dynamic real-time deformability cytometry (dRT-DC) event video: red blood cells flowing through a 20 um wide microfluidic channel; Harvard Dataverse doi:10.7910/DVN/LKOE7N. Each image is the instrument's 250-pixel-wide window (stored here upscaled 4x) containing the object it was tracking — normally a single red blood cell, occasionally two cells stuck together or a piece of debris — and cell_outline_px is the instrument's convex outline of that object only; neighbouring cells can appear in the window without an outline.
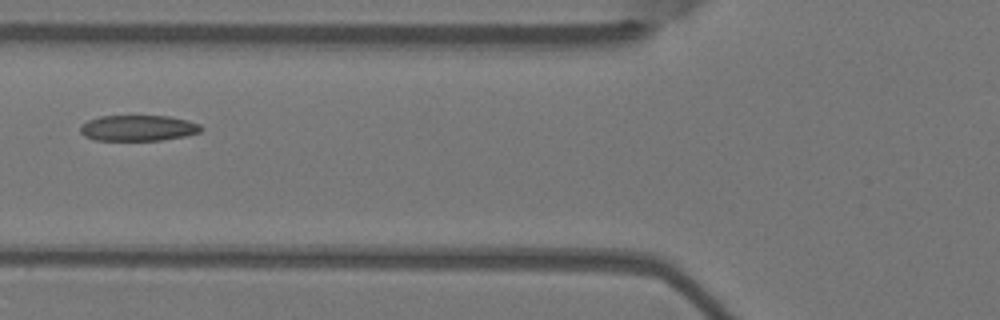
{"species": "Egyptian fruit bat (a non-hibernating species)", "species_latin": "Rousettus aegyptiacus", "temperature_condition": "warm", "stored_images_in_passage": 9, "camera_frame_rate_fps": 3000, "um_per_image_px": 0.085, "animal": {"sex": "female"}, "frame": {"image": 1, "passage_image": 6, "time_ms": 1.667, "image_size_px": [1000, 320], "cell_outline_px": [[204, 128], [200, 132], [184, 136], [160, 140], [96, 140], [84, 136], [80, 132], [80, 124], [88, 120], [100, 116], [168, 116], [188, 120], [200, 124]], "centroid_in_image_um": [11.73, 10.88], "position_along_channel_um": 114.1, "area_um2": 18.21}}
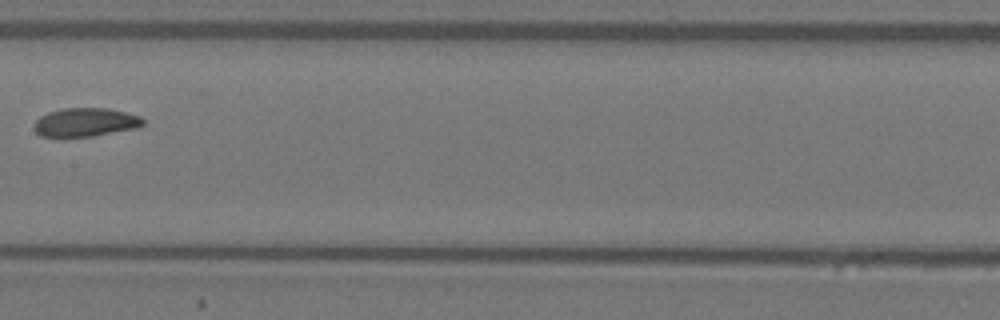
{"frame": {"image": 2, "passage_image": 8, "time_ms": 2.333, "image_size_px": [1000, 320], "cell_outline_px": [[144, 124], [136, 128], [92, 136], [40, 136], [32, 128], [36, 120], [40, 116], [48, 112], [64, 108], [108, 108], [140, 116], [144, 120]], "centroid_in_image_um": [7.24, 10.38], "position_along_channel_um": 200.2, "area_um2": 18.03}}
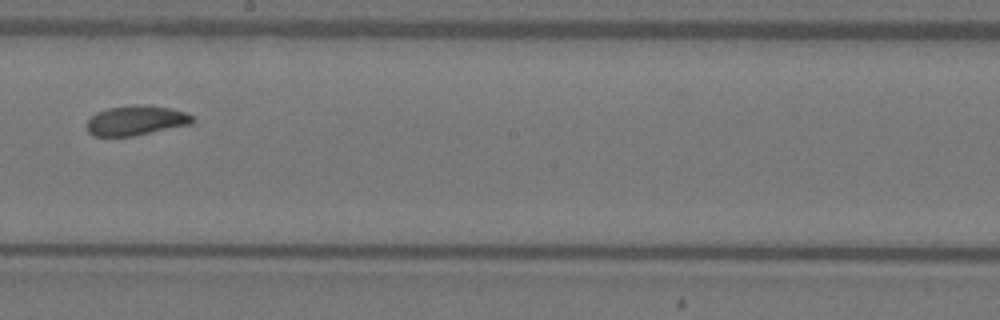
{"frame": {"image": 3, "passage_image": 9, "time_ms": 2.667, "image_size_px": [1000, 320], "cell_outline_px": [[196, 120], [192, 124], [132, 136], [92, 136], [88, 132], [88, 120], [96, 112], [108, 108], [128, 104], [140, 104], [172, 108], [184, 112], [192, 116]], "centroid_in_image_um": [11.57, 10.23], "position_along_channel_um": 236.6, "area_um2": 18.44}}